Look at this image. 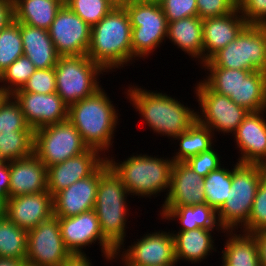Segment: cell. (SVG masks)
Instances as JSON below:
<instances>
[{
  "instance_id": "cell-1",
  "label": "cell",
  "mask_w": 266,
  "mask_h": 266,
  "mask_svg": "<svg viewBox=\"0 0 266 266\" xmlns=\"http://www.w3.org/2000/svg\"><path fill=\"white\" fill-rule=\"evenodd\" d=\"M127 99L138 111L143 121L160 136L176 138L186 132L196 121L197 111L184 106L166 93L128 86Z\"/></svg>"
},
{
  "instance_id": "cell-6",
  "label": "cell",
  "mask_w": 266,
  "mask_h": 266,
  "mask_svg": "<svg viewBox=\"0 0 266 266\" xmlns=\"http://www.w3.org/2000/svg\"><path fill=\"white\" fill-rule=\"evenodd\" d=\"M232 170V184L225 203L217 211L218 223L223 231L242 229L253 207L260 181L266 166L236 162Z\"/></svg>"
},
{
  "instance_id": "cell-47",
  "label": "cell",
  "mask_w": 266,
  "mask_h": 266,
  "mask_svg": "<svg viewBox=\"0 0 266 266\" xmlns=\"http://www.w3.org/2000/svg\"><path fill=\"white\" fill-rule=\"evenodd\" d=\"M14 20V0H0V32Z\"/></svg>"
},
{
  "instance_id": "cell-32",
  "label": "cell",
  "mask_w": 266,
  "mask_h": 266,
  "mask_svg": "<svg viewBox=\"0 0 266 266\" xmlns=\"http://www.w3.org/2000/svg\"><path fill=\"white\" fill-rule=\"evenodd\" d=\"M28 231L7 216L0 220V257L26 261Z\"/></svg>"
},
{
  "instance_id": "cell-17",
  "label": "cell",
  "mask_w": 266,
  "mask_h": 266,
  "mask_svg": "<svg viewBox=\"0 0 266 266\" xmlns=\"http://www.w3.org/2000/svg\"><path fill=\"white\" fill-rule=\"evenodd\" d=\"M108 168L105 161L92 175L57 193L53 197L54 215L71 217L94 209L100 176Z\"/></svg>"
},
{
  "instance_id": "cell-39",
  "label": "cell",
  "mask_w": 266,
  "mask_h": 266,
  "mask_svg": "<svg viewBox=\"0 0 266 266\" xmlns=\"http://www.w3.org/2000/svg\"><path fill=\"white\" fill-rule=\"evenodd\" d=\"M33 130L26 122L22 109L13 95H7L0 103V131Z\"/></svg>"
},
{
  "instance_id": "cell-52",
  "label": "cell",
  "mask_w": 266,
  "mask_h": 266,
  "mask_svg": "<svg viewBox=\"0 0 266 266\" xmlns=\"http://www.w3.org/2000/svg\"><path fill=\"white\" fill-rule=\"evenodd\" d=\"M7 203L0 198V220L6 217Z\"/></svg>"
},
{
  "instance_id": "cell-7",
  "label": "cell",
  "mask_w": 266,
  "mask_h": 266,
  "mask_svg": "<svg viewBox=\"0 0 266 266\" xmlns=\"http://www.w3.org/2000/svg\"><path fill=\"white\" fill-rule=\"evenodd\" d=\"M201 67H222L266 73V25L248 24L226 47Z\"/></svg>"
},
{
  "instance_id": "cell-38",
  "label": "cell",
  "mask_w": 266,
  "mask_h": 266,
  "mask_svg": "<svg viewBox=\"0 0 266 266\" xmlns=\"http://www.w3.org/2000/svg\"><path fill=\"white\" fill-rule=\"evenodd\" d=\"M65 4L90 27L114 8L107 0H65Z\"/></svg>"
},
{
  "instance_id": "cell-49",
  "label": "cell",
  "mask_w": 266,
  "mask_h": 266,
  "mask_svg": "<svg viewBox=\"0 0 266 266\" xmlns=\"http://www.w3.org/2000/svg\"><path fill=\"white\" fill-rule=\"evenodd\" d=\"M87 254H72L61 266H93Z\"/></svg>"
},
{
  "instance_id": "cell-8",
  "label": "cell",
  "mask_w": 266,
  "mask_h": 266,
  "mask_svg": "<svg viewBox=\"0 0 266 266\" xmlns=\"http://www.w3.org/2000/svg\"><path fill=\"white\" fill-rule=\"evenodd\" d=\"M54 70L56 93L68 107L103 87L98 81L106 72L87 55L59 56Z\"/></svg>"
},
{
  "instance_id": "cell-15",
  "label": "cell",
  "mask_w": 266,
  "mask_h": 266,
  "mask_svg": "<svg viewBox=\"0 0 266 266\" xmlns=\"http://www.w3.org/2000/svg\"><path fill=\"white\" fill-rule=\"evenodd\" d=\"M48 33L59 56L87 54L91 27L66 4L58 11Z\"/></svg>"
},
{
  "instance_id": "cell-27",
  "label": "cell",
  "mask_w": 266,
  "mask_h": 266,
  "mask_svg": "<svg viewBox=\"0 0 266 266\" xmlns=\"http://www.w3.org/2000/svg\"><path fill=\"white\" fill-rule=\"evenodd\" d=\"M160 216L166 220H178L181 227L179 231L194 230L197 228L216 229L218 232L223 229L218 223L217 212L206 203L184 207H162Z\"/></svg>"
},
{
  "instance_id": "cell-31",
  "label": "cell",
  "mask_w": 266,
  "mask_h": 266,
  "mask_svg": "<svg viewBox=\"0 0 266 266\" xmlns=\"http://www.w3.org/2000/svg\"><path fill=\"white\" fill-rule=\"evenodd\" d=\"M233 101L249 112L266 110V73L251 71L240 81Z\"/></svg>"
},
{
  "instance_id": "cell-40",
  "label": "cell",
  "mask_w": 266,
  "mask_h": 266,
  "mask_svg": "<svg viewBox=\"0 0 266 266\" xmlns=\"http://www.w3.org/2000/svg\"><path fill=\"white\" fill-rule=\"evenodd\" d=\"M266 229V172L262 177L247 224L241 232L254 234Z\"/></svg>"
},
{
  "instance_id": "cell-21",
  "label": "cell",
  "mask_w": 266,
  "mask_h": 266,
  "mask_svg": "<svg viewBox=\"0 0 266 266\" xmlns=\"http://www.w3.org/2000/svg\"><path fill=\"white\" fill-rule=\"evenodd\" d=\"M53 215V196L48 190L18 195L7 201L6 216L19 228L27 231Z\"/></svg>"
},
{
  "instance_id": "cell-19",
  "label": "cell",
  "mask_w": 266,
  "mask_h": 266,
  "mask_svg": "<svg viewBox=\"0 0 266 266\" xmlns=\"http://www.w3.org/2000/svg\"><path fill=\"white\" fill-rule=\"evenodd\" d=\"M266 110L249 112L240 123L234 136L239 148L241 164H259L266 166Z\"/></svg>"
},
{
  "instance_id": "cell-37",
  "label": "cell",
  "mask_w": 266,
  "mask_h": 266,
  "mask_svg": "<svg viewBox=\"0 0 266 266\" xmlns=\"http://www.w3.org/2000/svg\"><path fill=\"white\" fill-rule=\"evenodd\" d=\"M36 71L30 59L22 55L17 58L1 75L0 84L8 95L23 88L30 76Z\"/></svg>"
},
{
  "instance_id": "cell-36",
  "label": "cell",
  "mask_w": 266,
  "mask_h": 266,
  "mask_svg": "<svg viewBox=\"0 0 266 266\" xmlns=\"http://www.w3.org/2000/svg\"><path fill=\"white\" fill-rule=\"evenodd\" d=\"M22 55L20 23L14 19L0 32V75Z\"/></svg>"
},
{
  "instance_id": "cell-50",
  "label": "cell",
  "mask_w": 266,
  "mask_h": 266,
  "mask_svg": "<svg viewBox=\"0 0 266 266\" xmlns=\"http://www.w3.org/2000/svg\"><path fill=\"white\" fill-rule=\"evenodd\" d=\"M0 266H28L26 261L13 259V258H1Z\"/></svg>"
},
{
  "instance_id": "cell-2",
  "label": "cell",
  "mask_w": 266,
  "mask_h": 266,
  "mask_svg": "<svg viewBox=\"0 0 266 266\" xmlns=\"http://www.w3.org/2000/svg\"><path fill=\"white\" fill-rule=\"evenodd\" d=\"M104 88L98 89L68 107V120L80 133L83 142L97 149L103 156L111 148L118 120V109L112 103ZM117 110V111H116ZM104 151V152H103Z\"/></svg>"
},
{
  "instance_id": "cell-34",
  "label": "cell",
  "mask_w": 266,
  "mask_h": 266,
  "mask_svg": "<svg viewBox=\"0 0 266 266\" xmlns=\"http://www.w3.org/2000/svg\"><path fill=\"white\" fill-rule=\"evenodd\" d=\"M207 75L203 81L215 92L226 95L232 101L237 97V87L251 71L226 69L222 67H202Z\"/></svg>"
},
{
  "instance_id": "cell-45",
  "label": "cell",
  "mask_w": 266,
  "mask_h": 266,
  "mask_svg": "<svg viewBox=\"0 0 266 266\" xmlns=\"http://www.w3.org/2000/svg\"><path fill=\"white\" fill-rule=\"evenodd\" d=\"M237 3L248 24L266 25V0H237Z\"/></svg>"
},
{
  "instance_id": "cell-11",
  "label": "cell",
  "mask_w": 266,
  "mask_h": 266,
  "mask_svg": "<svg viewBox=\"0 0 266 266\" xmlns=\"http://www.w3.org/2000/svg\"><path fill=\"white\" fill-rule=\"evenodd\" d=\"M196 85L194 93L200 107V112L197 111V121L208 127L213 134L215 131L224 135L233 134L249 111L226 95L213 91L202 80Z\"/></svg>"
},
{
  "instance_id": "cell-53",
  "label": "cell",
  "mask_w": 266,
  "mask_h": 266,
  "mask_svg": "<svg viewBox=\"0 0 266 266\" xmlns=\"http://www.w3.org/2000/svg\"><path fill=\"white\" fill-rule=\"evenodd\" d=\"M8 94L5 92L4 88L0 85V103L6 98Z\"/></svg>"
},
{
  "instance_id": "cell-29",
  "label": "cell",
  "mask_w": 266,
  "mask_h": 266,
  "mask_svg": "<svg viewBox=\"0 0 266 266\" xmlns=\"http://www.w3.org/2000/svg\"><path fill=\"white\" fill-rule=\"evenodd\" d=\"M65 0H14V19L48 30Z\"/></svg>"
},
{
  "instance_id": "cell-43",
  "label": "cell",
  "mask_w": 266,
  "mask_h": 266,
  "mask_svg": "<svg viewBox=\"0 0 266 266\" xmlns=\"http://www.w3.org/2000/svg\"><path fill=\"white\" fill-rule=\"evenodd\" d=\"M196 4L201 19L223 16L238 7L237 0H196Z\"/></svg>"
},
{
  "instance_id": "cell-5",
  "label": "cell",
  "mask_w": 266,
  "mask_h": 266,
  "mask_svg": "<svg viewBox=\"0 0 266 266\" xmlns=\"http://www.w3.org/2000/svg\"><path fill=\"white\" fill-rule=\"evenodd\" d=\"M128 195L130 194L121 179L109 167L100 176L94 211L103 236L117 252H121L125 245L126 223L130 215L129 203L126 202Z\"/></svg>"
},
{
  "instance_id": "cell-12",
  "label": "cell",
  "mask_w": 266,
  "mask_h": 266,
  "mask_svg": "<svg viewBox=\"0 0 266 266\" xmlns=\"http://www.w3.org/2000/svg\"><path fill=\"white\" fill-rule=\"evenodd\" d=\"M58 220L63 242L71 254H85L82 249L98 240L106 261L115 259L117 249L103 236L94 209L71 217H58Z\"/></svg>"
},
{
  "instance_id": "cell-22",
  "label": "cell",
  "mask_w": 266,
  "mask_h": 266,
  "mask_svg": "<svg viewBox=\"0 0 266 266\" xmlns=\"http://www.w3.org/2000/svg\"><path fill=\"white\" fill-rule=\"evenodd\" d=\"M247 25L238 7L226 15L203 19V64L234 41Z\"/></svg>"
},
{
  "instance_id": "cell-42",
  "label": "cell",
  "mask_w": 266,
  "mask_h": 266,
  "mask_svg": "<svg viewBox=\"0 0 266 266\" xmlns=\"http://www.w3.org/2000/svg\"><path fill=\"white\" fill-rule=\"evenodd\" d=\"M167 22L198 16L196 0H160Z\"/></svg>"
},
{
  "instance_id": "cell-25",
  "label": "cell",
  "mask_w": 266,
  "mask_h": 266,
  "mask_svg": "<svg viewBox=\"0 0 266 266\" xmlns=\"http://www.w3.org/2000/svg\"><path fill=\"white\" fill-rule=\"evenodd\" d=\"M215 229L197 228L188 231H173L175 257L177 263L181 261L199 263L206 259L216 247L213 244L212 232ZM176 232V233H174ZM213 250V251H212ZM208 255V256H207Z\"/></svg>"
},
{
  "instance_id": "cell-4",
  "label": "cell",
  "mask_w": 266,
  "mask_h": 266,
  "mask_svg": "<svg viewBox=\"0 0 266 266\" xmlns=\"http://www.w3.org/2000/svg\"><path fill=\"white\" fill-rule=\"evenodd\" d=\"M112 158L107 156L106 161L121 179L129 194L151 199V196L157 197L159 193L167 191L164 196L166 199L170 190L171 169L174 163L172 158L133 154L118 163Z\"/></svg>"
},
{
  "instance_id": "cell-28",
  "label": "cell",
  "mask_w": 266,
  "mask_h": 266,
  "mask_svg": "<svg viewBox=\"0 0 266 266\" xmlns=\"http://www.w3.org/2000/svg\"><path fill=\"white\" fill-rule=\"evenodd\" d=\"M225 232L228 238L221 259L227 266H260L258 243L253 234Z\"/></svg>"
},
{
  "instance_id": "cell-48",
  "label": "cell",
  "mask_w": 266,
  "mask_h": 266,
  "mask_svg": "<svg viewBox=\"0 0 266 266\" xmlns=\"http://www.w3.org/2000/svg\"><path fill=\"white\" fill-rule=\"evenodd\" d=\"M258 243L260 266H266V229L253 234Z\"/></svg>"
},
{
  "instance_id": "cell-10",
  "label": "cell",
  "mask_w": 266,
  "mask_h": 266,
  "mask_svg": "<svg viewBox=\"0 0 266 266\" xmlns=\"http://www.w3.org/2000/svg\"><path fill=\"white\" fill-rule=\"evenodd\" d=\"M88 148L69 120L34 131V154L47 168L77 156Z\"/></svg>"
},
{
  "instance_id": "cell-54",
  "label": "cell",
  "mask_w": 266,
  "mask_h": 266,
  "mask_svg": "<svg viewBox=\"0 0 266 266\" xmlns=\"http://www.w3.org/2000/svg\"><path fill=\"white\" fill-rule=\"evenodd\" d=\"M132 1H137V2H160V0H132Z\"/></svg>"
},
{
  "instance_id": "cell-35",
  "label": "cell",
  "mask_w": 266,
  "mask_h": 266,
  "mask_svg": "<svg viewBox=\"0 0 266 266\" xmlns=\"http://www.w3.org/2000/svg\"><path fill=\"white\" fill-rule=\"evenodd\" d=\"M221 166L204 177L206 204L216 212L225 203L232 184V170Z\"/></svg>"
},
{
  "instance_id": "cell-3",
  "label": "cell",
  "mask_w": 266,
  "mask_h": 266,
  "mask_svg": "<svg viewBox=\"0 0 266 266\" xmlns=\"http://www.w3.org/2000/svg\"><path fill=\"white\" fill-rule=\"evenodd\" d=\"M132 27L124 7H114L91 27L87 56L107 73L132 62ZM111 70V71H110Z\"/></svg>"
},
{
  "instance_id": "cell-44",
  "label": "cell",
  "mask_w": 266,
  "mask_h": 266,
  "mask_svg": "<svg viewBox=\"0 0 266 266\" xmlns=\"http://www.w3.org/2000/svg\"><path fill=\"white\" fill-rule=\"evenodd\" d=\"M215 150L213 147L208 151L189 158L185 163L200 176L206 177L211 171H215L221 167V157Z\"/></svg>"
},
{
  "instance_id": "cell-20",
  "label": "cell",
  "mask_w": 266,
  "mask_h": 266,
  "mask_svg": "<svg viewBox=\"0 0 266 266\" xmlns=\"http://www.w3.org/2000/svg\"><path fill=\"white\" fill-rule=\"evenodd\" d=\"M204 177L185 162H174L170 190L161 207H184L206 202Z\"/></svg>"
},
{
  "instance_id": "cell-55",
  "label": "cell",
  "mask_w": 266,
  "mask_h": 266,
  "mask_svg": "<svg viewBox=\"0 0 266 266\" xmlns=\"http://www.w3.org/2000/svg\"><path fill=\"white\" fill-rule=\"evenodd\" d=\"M221 266H227V265L222 261V265Z\"/></svg>"
},
{
  "instance_id": "cell-26",
  "label": "cell",
  "mask_w": 266,
  "mask_h": 266,
  "mask_svg": "<svg viewBox=\"0 0 266 266\" xmlns=\"http://www.w3.org/2000/svg\"><path fill=\"white\" fill-rule=\"evenodd\" d=\"M166 38L203 64V19L193 16L168 22Z\"/></svg>"
},
{
  "instance_id": "cell-24",
  "label": "cell",
  "mask_w": 266,
  "mask_h": 266,
  "mask_svg": "<svg viewBox=\"0 0 266 266\" xmlns=\"http://www.w3.org/2000/svg\"><path fill=\"white\" fill-rule=\"evenodd\" d=\"M23 52L36 69L54 68L59 55L48 30L20 23Z\"/></svg>"
},
{
  "instance_id": "cell-14",
  "label": "cell",
  "mask_w": 266,
  "mask_h": 266,
  "mask_svg": "<svg viewBox=\"0 0 266 266\" xmlns=\"http://www.w3.org/2000/svg\"><path fill=\"white\" fill-rule=\"evenodd\" d=\"M150 232L136 239L123 252H116L115 260H122L123 266H165L177 264L174 240L170 231ZM125 250V251H124ZM119 255V256H118ZM121 255V257H120Z\"/></svg>"
},
{
  "instance_id": "cell-30",
  "label": "cell",
  "mask_w": 266,
  "mask_h": 266,
  "mask_svg": "<svg viewBox=\"0 0 266 266\" xmlns=\"http://www.w3.org/2000/svg\"><path fill=\"white\" fill-rule=\"evenodd\" d=\"M214 136V137H213ZM215 134L206 126L196 121L186 132H183L174 140H178V152H175L174 162H185L189 158L213 148Z\"/></svg>"
},
{
  "instance_id": "cell-46",
  "label": "cell",
  "mask_w": 266,
  "mask_h": 266,
  "mask_svg": "<svg viewBox=\"0 0 266 266\" xmlns=\"http://www.w3.org/2000/svg\"><path fill=\"white\" fill-rule=\"evenodd\" d=\"M10 187V162L0 161V198L6 203L9 196Z\"/></svg>"
},
{
  "instance_id": "cell-23",
  "label": "cell",
  "mask_w": 266,
  "mask_h": 266,
  "mask_svg": "<svg viewBox=\"0 0 266 266\" xmlns=\"http://www.w3.org/2000/svg\"><path fill=\"white\" fill-rule=\"evenodd\" d=\"M47 191V167L33 153L10 162V198Z\"/></svg>"
},
{
  "instance_id": "cell-41",
  "label": "cell",
  "mask_w": 266,
  "mask_h": 266,
  "mask_svg": "<svg viewBox=\"0 0 266 266\" xmlns=\"http://www.w3.org/2000/svg\"><path fill=\"white\" fill-rule=\"evenodd\" d=\"M16 92L51 94L56 92L54 68L36 69L22 89Z\"/></svg>"
},
{
  "instance_id": "cell-9",
  "label": "cell",
  "mask_w": 266,
  "mask_h": 266,
  "mask_svg": "<svg viewBox=\"0 0 266 266\" xmlns=\"http://www.w3.org/2000/svg\"><path fill=\"white\" fill-rule=\"evenodd\" d=\"M124 8L132 27V62L139 58H148L167 40V18L158 2L131 0Z\"/></svg>"
},
{
  "instance_id": "cell-33",
  "label": "cell",
  "mask_w": 266,
  "mask_h": 266,
  "mask_svg": "<svg viewBox=\"0 0 266 266\" xmlns=\"http://www.w3.org/2000/svg\"><path fill=\"white\" fill-rule=\"evenodd\" d=\"M34 153V130L0 133V161L11 162Z\"/></svg>"
},
{
  "instance_id": "cell-51",
  "label": "cell",
  "mask_w": 266,
  "mask_h": 266,
  "mask_svg": "<svg viewBox=\"0 0 266 266\" xmlns=\"http://www.w3.org/2000/svg\"><path fill=\"white\" fill-rule=\"evenodd\" d=\"M114 7H125L131 0H107Z\"/></svg>"
},
{
  "instance_id": "cell-13",
  "label": "cell",
  "mask_w": 266,
  "mask_h": 266,
  "mask_svg": "<svg viewBox=\"0 0 266 266\" xmlns=\"http://www.w3.org/2000/svg\"><path fill=\"white\" fill-rule=\"evenodd\" d=\"M71 255L63 242L57 216L53 215L28 230V266H61Z\"/></svg>"
},
{
  "instance_id": "cell-18",
  "label": "cell",
  "mask_w": 266,
  "mask_h": 266,
  "mask_svg": "<svg viewBox=\"0 0 266 266\" xmlns=\"http://www.w3.org/2000/svg\"><path fill=\"white\" fill-rule=\"evenodd\" d=\"M13 96L20 104L27 124L34 131L68 120V106L56 92L51 94L15 92Z\"/></svg>"
},
{
  "instance_id": "cell-16",
  "label": "cell",
  "mask_w": 266,
  "mask_h": 266,
  "mask_svg": "<svg viewBox=\"0 0 266 266\" xmlns=\"http://www.w3.org/2000/svg\"><path fill=\"white\" fill-rule=\"evenodd\" d=\"M97 149L85 152L47 168V190L54 197L74 182L92 175L105 161L106 156Z\"/></svg>"
}]
</instances>
